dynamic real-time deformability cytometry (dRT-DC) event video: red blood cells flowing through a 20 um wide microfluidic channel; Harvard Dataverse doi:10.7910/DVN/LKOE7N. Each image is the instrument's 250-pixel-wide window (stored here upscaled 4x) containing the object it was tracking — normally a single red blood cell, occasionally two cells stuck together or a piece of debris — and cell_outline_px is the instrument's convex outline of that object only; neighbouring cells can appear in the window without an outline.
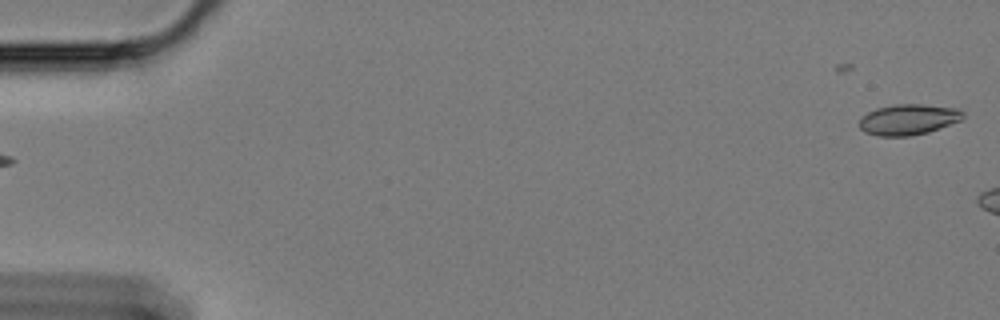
{"species": "Egyptian fruit bat (a non-hibernating species)", "species_latin": "Rousettus aegyptiacus", "temperature_condition": "cold", "stored_images_in_passage": 7, "camera_frame_rate_fps": 3000, "um_per_image_px": 0.085, "animal": {"sex": "female"}, "frame": {"image": 1, "passage_image": 1, "time_ms": 0.0, "image_size_px": [1000, 320], "cell_outline_px": [[964, 116], [960, 120], [928, 132], [908, 136], [876, 136], [864, 132], [860, 128], [860, 116], [876, 108], [896, 104], [920, 104], [956, 108], [964, 112]], "centroid_in_image_um": [77.17, 10.16], "position_along_channel_um": 7.8, "area_um2": 18.5}}